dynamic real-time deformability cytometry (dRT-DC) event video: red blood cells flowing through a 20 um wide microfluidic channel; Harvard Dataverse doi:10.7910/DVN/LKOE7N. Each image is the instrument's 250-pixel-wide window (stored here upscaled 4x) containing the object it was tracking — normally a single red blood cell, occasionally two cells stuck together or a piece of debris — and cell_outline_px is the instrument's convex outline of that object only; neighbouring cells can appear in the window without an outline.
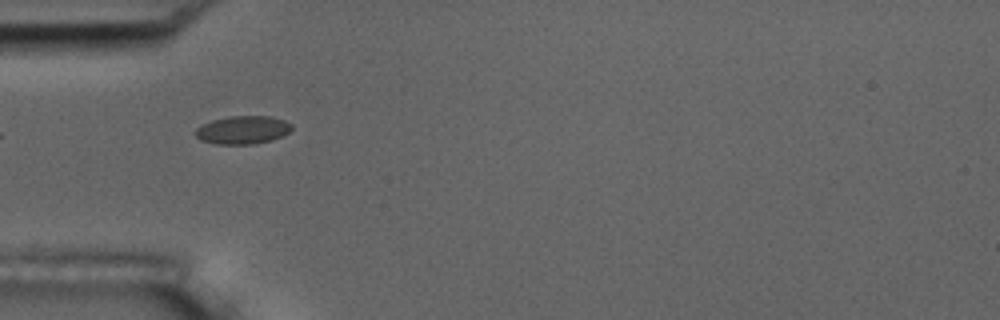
{"species": "common noctule bat (a hibernating species)", "species_latin": "Nyctalus noctula", "temperature_condition": "room temperature", "stored_images_in_passage": 2, "camera_frame_rate_fps": 3000, "um_per_image_px": 0.085, "animal": {"sex": "male", "body_mass_g": 17.5, "forearm_length_mm": 52.3}, "frame": {"image": 1, "passage_image": 1, "time_ms": 0.0, "image_size_px": [1000, 320], "cell_outline_px": [[292, 128], [288, 132], [272, 140], [252, 144], [216, 144], [200, 140], [196, 136], [196, 128], [200, 124], [212, 120], [228, 116], [272, 116], [284, 120], [292, 124]], "centroid_in_image_um": [20.61, 11.03], "position_along_channel_um": 64.4, "area_um2": 15.84}}